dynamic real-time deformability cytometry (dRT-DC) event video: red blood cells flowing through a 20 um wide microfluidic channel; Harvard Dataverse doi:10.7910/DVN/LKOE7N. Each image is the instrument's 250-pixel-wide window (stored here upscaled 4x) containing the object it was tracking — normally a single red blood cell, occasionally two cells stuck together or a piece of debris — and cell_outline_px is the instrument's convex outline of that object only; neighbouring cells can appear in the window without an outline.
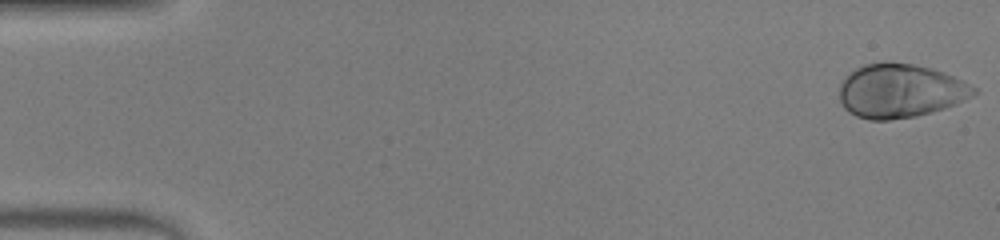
{"species": "human", "species_latin": "Homo sapiens", "temperature_condition": "warm", "stored_images_in_passage": 48, "camera_frame_rate_fps": 3000, "um_per_image_px": 0.085, "donor": {"sex": "male"}, "frame": {"image": 1, "passage_image": 1, "time_ms": 0.0, "image_size_px": [1000, 240], "cell_outline_px": [[980, 92], [956, 104], [944, 108], [916, 116], [888, 120], [868, 120], [856, 116], [848, 112], [844, 108], [840, 100], [840, 84], [844, 76], [848, 72], [864, 64], [884, 60], [912, 64], [932, 68], [944, 72], [976, 88]], "centroid_in_image_um": [76.48, 7.71], "position_along_channel_um": 8.5, "area_um2": 42.54}}
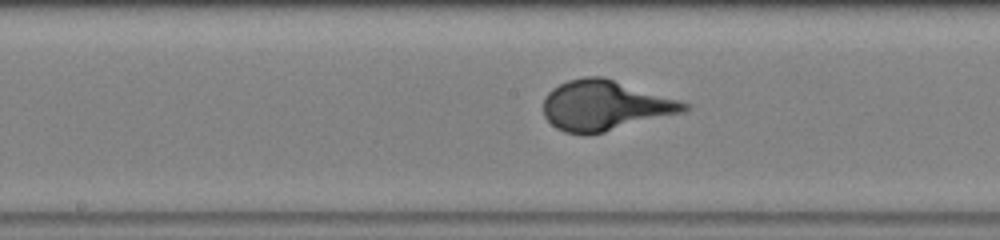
{"frame": {"image": 2, "passage_image": 25, "time_ms": 8.0, "image_size_px": [1000, 240], "cell_outline_px": [[692, 108], [684, 112], [604, 132], [584, 136], [564, 132], [556, 128], [544, 116], [544, 96], [552, 88], [568, 80], [584, 76], [604, 76], [680, 100], [688, 104]], "centroid_in_image_um": [51.42, 8.97], "position_along_channel_um": 196.8, "area_um2": 41.38}}
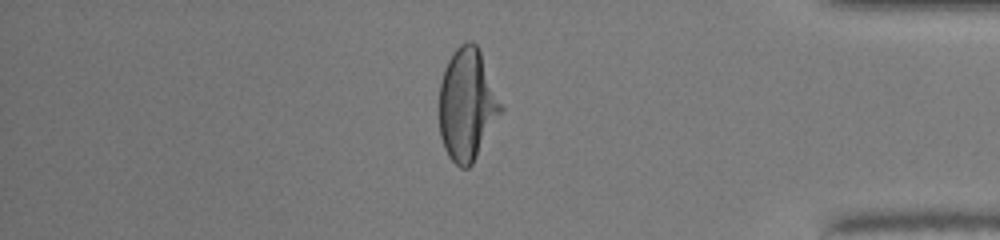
{"frame": {"image": 3, "passage_image": 41, "time_ms": 13.333, "image_size_px": [1000, 240], "cell_outline_px": [[504, 112], [472, 164], [468, 168], [460, 168], [448, 156], [444, 148], [440, 136], [440, 84], [444, 68], [452, 52], [460, 44], [468, 40], [472, 40], [476, 44], [480, 52], [504, 108]], "centroid_in_image_um": [39.72, 8.91], "position_along_channel_um": 395.5, "area_um2": 40.46}}